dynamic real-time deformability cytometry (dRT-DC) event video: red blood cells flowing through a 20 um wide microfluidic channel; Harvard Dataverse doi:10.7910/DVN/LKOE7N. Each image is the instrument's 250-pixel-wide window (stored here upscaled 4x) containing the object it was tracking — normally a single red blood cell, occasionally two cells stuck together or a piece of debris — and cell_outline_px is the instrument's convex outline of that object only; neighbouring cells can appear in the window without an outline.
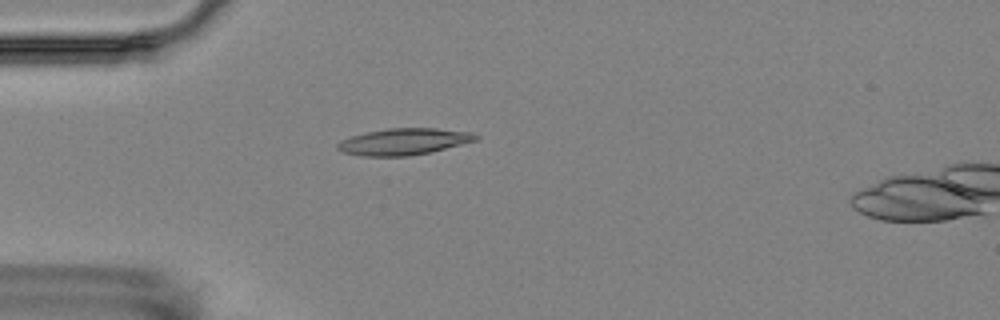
{"species": "Egyptian fruit bat (a non-hibernating species)", "species_latin": "Rousettus aegyptiacus", "temperature_condition": "room temperature", "stored_images_in_passage": 5, "camera_frame_rate_fps": 3000, "um_per_image_px": 0.085, "animal": {"sex": "female"}, "frame": {"image": 1, "passage_image": 4, "time_ms": 3.667, "image_size_px": [1000, 320], "cell_outline_px": [[480, 136], [476, 140], [432, 152], [408, 156], [364, 156], [344, 152], [336, 148], [336, 144], [340, 140], [352, 136], [368, 132], [388, 128], [436, 128], [472, 132]], "centroid_in_image_um": [34.33, 12.03], "position_along_channel_um": 50.7, "area_um2": 21.33}}